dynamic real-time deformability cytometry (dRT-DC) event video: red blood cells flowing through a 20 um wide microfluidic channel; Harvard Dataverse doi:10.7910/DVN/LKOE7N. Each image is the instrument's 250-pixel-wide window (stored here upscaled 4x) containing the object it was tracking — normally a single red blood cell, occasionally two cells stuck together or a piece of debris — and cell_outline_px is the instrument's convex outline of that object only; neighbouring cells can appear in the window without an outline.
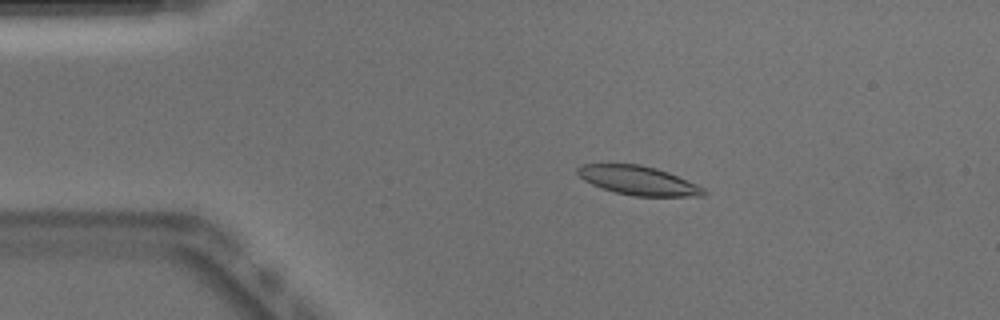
{"species": "Egyptian fruit bat (a non-hibernating species)", "species_latin": "Rousettus aegyptiacus", "temperature_condition": "warm", "stored_images_in_passage": 52, "camera_frame_rate_fps": 3000, "um_per_image_px": 0.085, "animal": {"sex": "male"}, "frame": {"image": 1, "passage_image": 10, "time_ms": 3.0, "image_size_px": [1000, 320], "cell_outline_px": [[708, 192], [704, 196], [632, 196], [616, 192], [592, 184], [584, 180], [576, 172], [576, 168], [584, 164], [640, 164], [656, 168], [668, 172], [696, 184], [704, 188]], "centroid_in_image_um": [54.27, 15.34], "position_along_channel_um": 30.7, "area_um2": 21.15}}
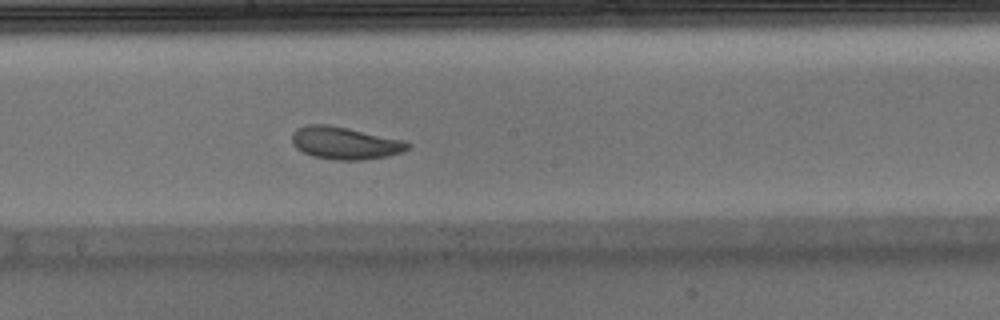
{"frame": {"image": 2, "passage_image": 28, "time_ms": 9.0, "image_size_px": [1000, 320], "cell_outline_px": [[412, 144], [404, 152], [388, 156], [364, 160], [336, 160], [312, 156], [296, 148], [292, 144], [292, 132], [296, 128], [308, 124], [328, 124], [348, 128], [404, 140]], "centroid_in_image_um": [29.32, 12.16], "position_along_channel_um": 218.9, "area_um2": 22.08}}
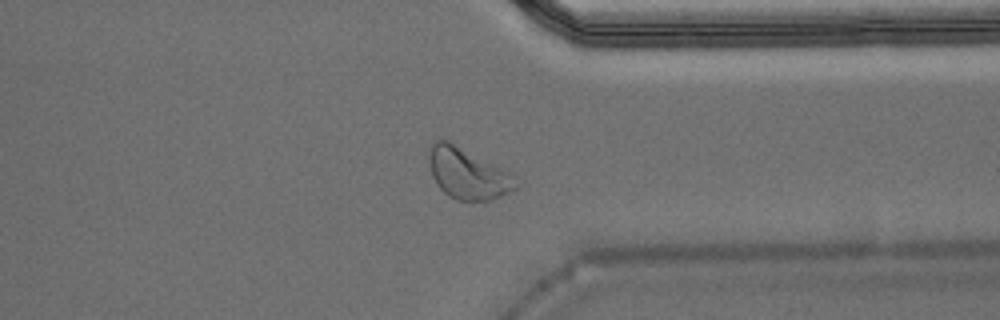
{"frame": {"image": 3, "passage_image": 40, "time_ms": 13.0, "image_size_px": [1000, 320], "cell_outline_px": [[516, 188], [508, 192], [488, 200], [456, 200], [448, 196], [436, 184], [432, 176], [428, 156], [432, 144], [436, 140], [448, 140], [508, 172]], "centroid_in_image_um": [39.65, 14.75], "position_along_channel_um": 371.7, "area_um2": 24.85}, "authors_computed_cell_mechanics": {"area_um2": 21.964, "velocity_mm_per_s": 3.8906, "shape_relaxation_time_tau1_ms": 2.4302, "shape_relaxation_time_tau2_ms": 4.5532, "deformation_change_tau1": 0.1086, "deformation_change_tau2": 0.1182}}